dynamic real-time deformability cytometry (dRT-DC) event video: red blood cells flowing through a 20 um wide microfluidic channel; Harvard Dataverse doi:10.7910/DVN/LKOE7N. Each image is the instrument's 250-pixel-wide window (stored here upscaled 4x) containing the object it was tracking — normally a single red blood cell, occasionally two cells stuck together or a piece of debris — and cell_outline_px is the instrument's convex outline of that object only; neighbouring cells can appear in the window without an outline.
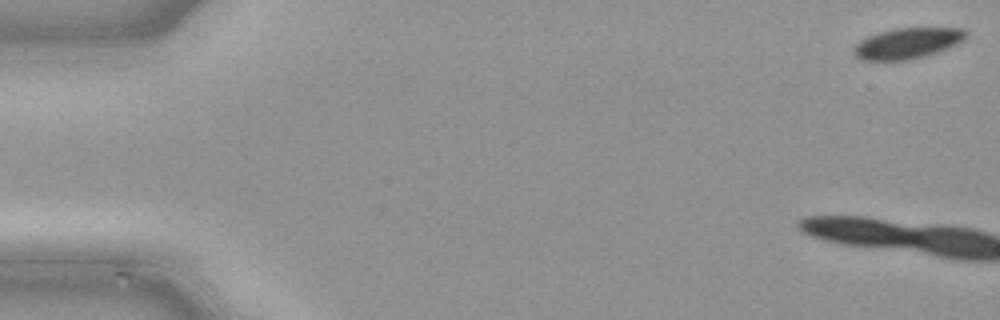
{"species": "common noctule bat (a hibernating species)", "species_latin": "Nyctalus noctula", "temperature_condition": "cold", "stored_images_in_passage": 9, "camera_frame_rate_fps": 3000, "um_per_image_px": 0.085, "animal": {"sex": "male", "body_mass_g": 21.5, "forearm_length_mm": 52.0}, "frame": {"image": 1, "passage_image": 1, "time_ms": 0.0, "image_size_px": [1000, 320], "cell_outline_px": [[968, 36], [964, 40], [948, 48], [924, 56], [908, 60], [860, 60], [852, 52], [852, 48], [860, 40], [868, 36], [880, 32], [896, 28], [964, 28], [968, 32]], "centroid_in_image_um": [77.13, 3.67], "position_along_channel_um": 7.9, "area_um2": 20.17}}